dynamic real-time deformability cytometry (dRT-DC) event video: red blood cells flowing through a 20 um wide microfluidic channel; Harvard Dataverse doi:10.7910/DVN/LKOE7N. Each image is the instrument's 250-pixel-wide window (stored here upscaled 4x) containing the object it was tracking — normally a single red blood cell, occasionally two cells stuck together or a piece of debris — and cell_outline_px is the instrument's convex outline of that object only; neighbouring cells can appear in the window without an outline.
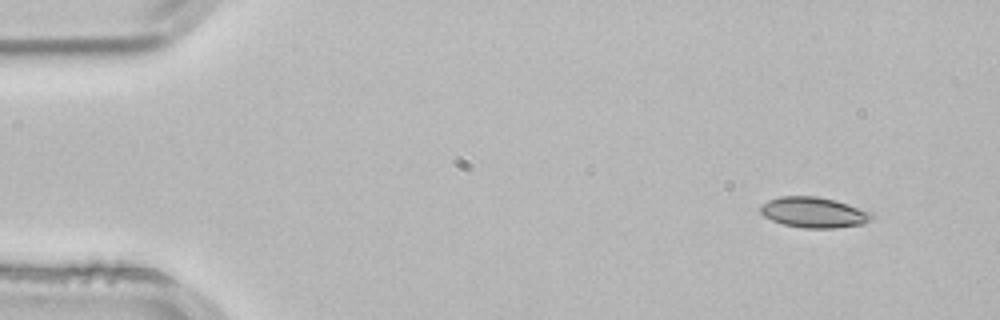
{"species": "common noctule bat (a hibernating species)", "species_latin": "Nyctalus noctula", "temperature_condition": "room temperature", "stored_images_in_passage": 49, "camera_frame_rate_fps": 3000, "um_per_image_px": 0.085, "animal": {"sex": "male", "body_mass_g": 21.5, "forearm_length_mm": 52.0}, "frame": {"image": 1, "passage_image": 1, "time_ms": 0.0, "image_size_px": [1000, 320], "cell_outline_px": [[876, 216], [864, 224], [836, 228], [804, 228], [784, 224], [772, 220], [764, 216], [760, 212], [760, 204], [768, 200], [780, 196], [816, 196], [836, 200], [872, 212]], "centroid_in_image_um": [69.19, 18.05], "position_along_channel_um": 15.8, "area_um2": 20.0}}
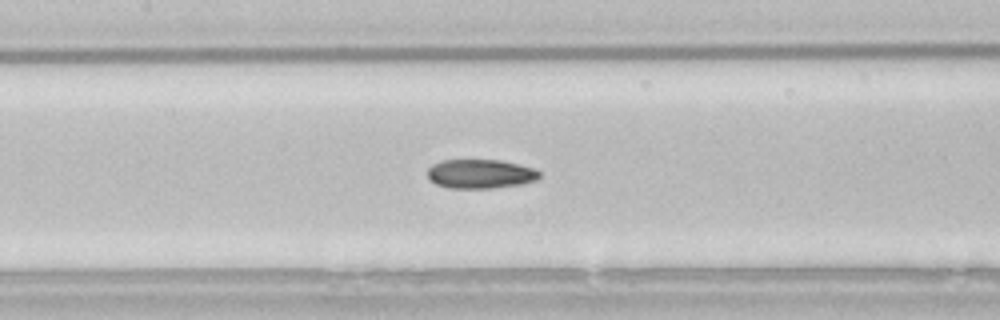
{"frame": {"image": 2, "passage_image": 21, "time_ms": 6.667, "image_size_px": [1000, 320], "cell_outline_px": [[540, 176], [536, 180], [520, 184], [492, 188], [448, 188], [436, 184], [428, 180], [428, 168], [432, 164], [440, 160], [500, 160], [536, 168], [540, 172]], "centroid_in_image_um": [40.81, 14.77], "position_along_channel_um": 166.6, "area_um2": 19.13}}
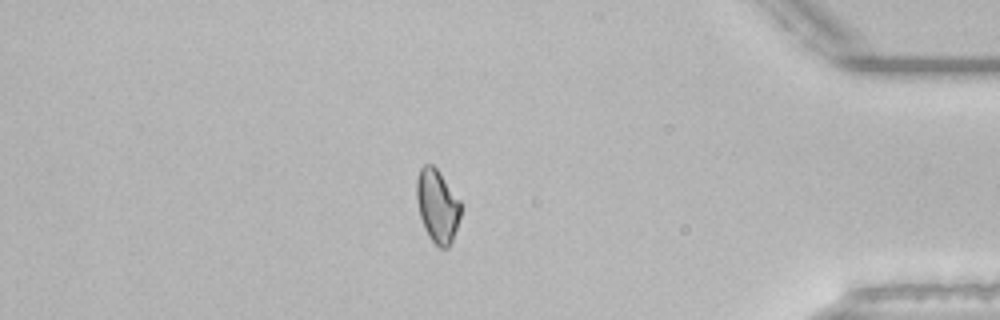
{"frame": {"image": 3, "passage_image": 42, "time_ms": 13.667, "image_size_px": [1000, 320], "cell_outline_px": [[460, 216], [452, 240], [448, 248], [440, 248], [428, 236], [424, 228], [420, 216], [416, 200], [416, 180], [420, 168], [424, 164], [432, 164], [436, 168], [460, 200]], "centroid_in_image_um": [37.15, 17.49], "position_along_channel_um": 398.1, "area_um2": 18.67}, "authors_computed_cell_mechanics": {"area_um2": 18.9584, "velocity_mm_per_s": 3.8385, "shape_relaxation_time_tau1_ms": null, "shape_relaxation_time_tau2_ms": 4.3618, "deformation_change_tau1": null, "deformation_change_tau2": 0.09}}